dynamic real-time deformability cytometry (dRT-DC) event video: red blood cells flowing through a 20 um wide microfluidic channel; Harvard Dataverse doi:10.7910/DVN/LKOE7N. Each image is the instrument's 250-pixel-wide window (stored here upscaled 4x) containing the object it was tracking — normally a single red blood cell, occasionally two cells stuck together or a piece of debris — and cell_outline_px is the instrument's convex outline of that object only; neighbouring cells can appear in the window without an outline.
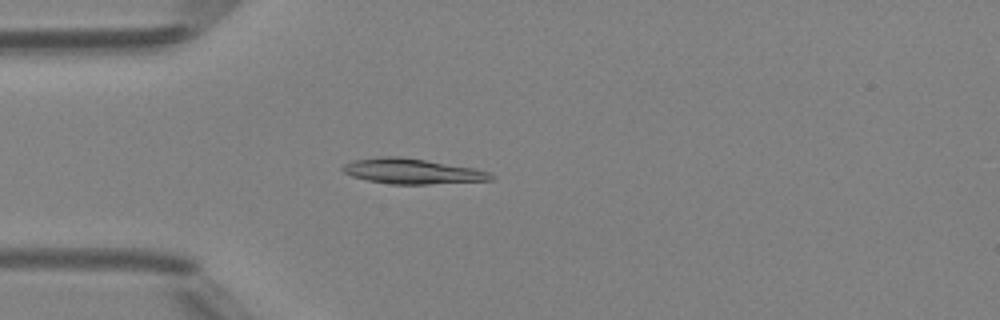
{"species": "Egyptian fruit bat (a non-hibernating species)", "species_latin": "Rousettus aegyptiacus", "temperature_condition": "room temperature", "stored_images_in_passage": 47, "camera_frame_rate_fps": 3000, "um_per_image_px": 0.085, "animal": {"sex": "female"}, "frame": {"image": 1, "passage_image": 12, "time_ms": 3.667, "image_size_px": [1000, 320], "cell_outline_px": [[496, 176], [492, 180], [428, 184], [392, 184], [368, 180], [352, 176], [344, 172], [340, 168], [344, 164], [356, 160], [384, 156], [400, 156], [476, 168], [488, 172]], "centroid_in_image_um": [35.06, 14.55], "position_along_channel_um": 49.9, "area_um2": 21.68}}
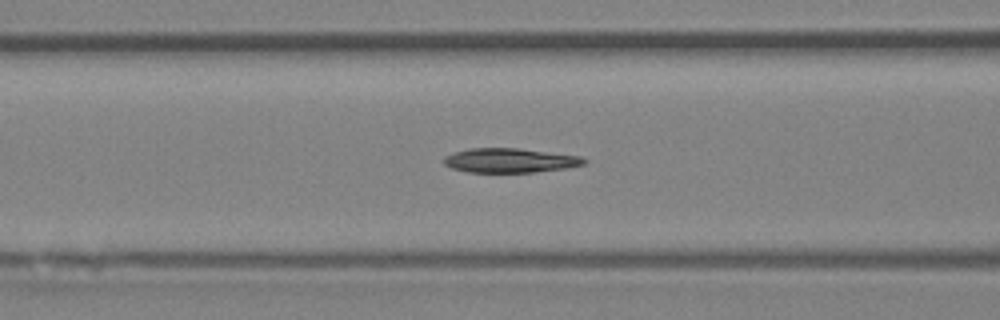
{"frame": {"image": 2, "passage_image": 18, "time_ms": 5.667, "image_size_px": [1000, 320], "cell_outline_px": [[588, 160], [584, 164], [568, 168], [532, 172], [468, 172], [452, 168], [444, 164], [444, 156], [452, 152], [468, 148], [520, 148], [580, 156]], "centroid_in_image_um": [43.33, 13.63], "position_along_channel_um": 123.3, "area_um2": 20.0}}
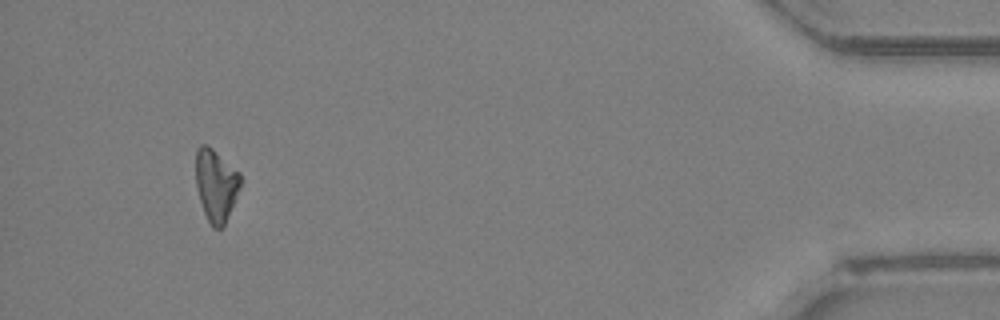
{"frame": {"image": 3, "passage_image": 44, "time_ms": 14.333, "image_size_px": [1000, 320], "cell_outline_px": [[240, 188], [224, 224], [220, 228], [212, 228], [204, 212], [196, 188], [196, 148], [200, 144], [204, 144], [212, 148], [240, 172]], "centroid_in_image_um": [18.34, 15.7], "position_along_channel_um": 416.9, "area_um2": 18.61}, "authors_computed_cell_mechanics": {"area_um2": 20.23, "velocity_mm_per_s": 4.2291, "shape_relaxation_time_tau1_ms": 10.9941, "shape_relaxation_time_tau2_ms": null, "deformation_change_tau1": 0.2708, "deformation_change_tau2": null}}